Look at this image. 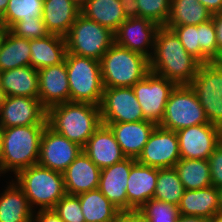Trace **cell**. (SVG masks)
<instances>
[{
    "label": "cell",
    "instance_id": "1",
    "mask_svg": "<svg viewBox=\"0 0 222 222\" xmlns=\"http://www.w3.org/2000/svg\"><path fill=\"white\" fill-rule=\"evenodd\" d=\"M149 59L150 71L178 85H190L201 63L191 56L175 32L161 26Z\"/></svg>",
    "mask_w": 222,
    "mask_h": 222
},
{
    "label": "cell",
    "instance_id": "2",
    "mask_svg": "<svg viewBox=\"0 0 222 222\" xmlns=\"http://www.w3.org/2000/svg\"><path fill=\"white\" fill-rule=\"evenodd\" d=\"M47 125L68 140L84 147L102 125L100 106L87 102H65L47 110Z\"/></svg>",
    "mask_w": 222,
    "mask_h": 222
},
{
    "label": "cell",
    "instance_id": "3",
    "mask_svg": "<svg viewBox=\"0 0 222 222\" xmlns=\"http://www.w3.org/2000/svg\"><path fill=\"white\" fill-rule=\"evenodd\" d=\"M45 126L0 128L4 174L11 171L16 175L21 170L38 163L41 137Z\"/></svg>",
    "mask_w": 222,
    "mask_h": 222
},
{
    "label": "cell",
    "instance_id": "4",
    "mask_svg": "<svg viewBox=\"0 0 222 222\" xmlns=\"http://www.w3.org/2000/svg\"><path fill=\"white\" fill-rule=\"evenodd\" d=\"M104 88L132 87L149 72V59L114 43L100 60Z\"/></svg>",
    "mask_w": 222,
    "mask_h": 222
},
{
    "label": "cell",
    "instance_id": "5",
    "mask_svg": "<svg viewBox=\"0 0 222 222\" xmlns=\"http://www.w3.org/2000/svg\"><path fill=\"white\" fill-rule=\"evenodd\" d=\"M14 176L31 208L36 205L39 210L53 209L66 195L63 173L36 164Z\"/></svg>",
    "mask_w": 222,
    "mask_h": 222
},
{
    "label": "cell",
    "instance_id": "6",
    "mask_svg": "<svg viewBox=\"0 0 222 222\" xmlns=\"http://www.w3.org/2000/svg\"><path fill=\"white\" fill-rule=\"evenodd\" d=\"M71 102H87L100 106L104 91L100 61L66 53Z\"/></svg>",
    "mask_w": 222,
    "mask_h": 222
},
{
    "label": "cell",
    "instance_id": "7",
    "mask_svg": "<svg viewBox=\"0 0 222 222\" xmlns=\"http://www.w3.org/2000/svg\"><path fill=\"white\" fill-rule=\"evenodd\" d=\"M67 53L101 60L115 43L114 32L80 14L65 36Z\"/></svg>",
    "mask_w": 222,
    "mask_h": 222
},
{
    "label": "cell",
    "instance_id": "8",
    "mask_svg": "<svg viewBox=\"0 0 222 222\" xmlns=\"http://www.w3.org/2000/svg\"><path fill=\"white\" fill-rule=\"evenodd\" d=\"M208 123L205 110L195 91L190 85H178L168 98L159 126L176 132L180 129Z\"/></svg>",
    "mask_w": 222,
    "mask_h": 222
},
{
    "label": "cell",
    "instance_id": "9",
    "mask_svg": "<svg viewBox=\"0 0 222 222\" xmlns=\"http://www.w3.org/2000/svg\"><path fill=\"white\" fill-rule=\"evenodd\" d=\"M209 123L222 129V61L201 64L190 83Z\"/></svg>",
    "mask_w": 222,
    "mask_h": 222
},
{
    "label": "cell",
    "instance_id": "10",
    "mask_svg": "<svg viewBox=\"0 0 222 222\" xmlns=\"http://www.w3.org/2000/svg\"><path fill=\"white\" fill-rule=\"evenodd\" d=\"M176 86L174 82L151 71L132 86L145 120L160 125L168 98Z\"/></svg>",
    "mask_w": 222,
    "mask_h": 222
},
{
    "label": "cell",
    "instance_id": "11",
    "mask_svg": "<svg viewBox=\"0 0 222 222\" xmlns=\"http://www.w3.org/2000/svg\"><path fill=\"white\" fill-rule=\"evenodd\" d=\"M100 114L102 123L145 120L132 87L104 88Z\"/></svg>",
    "mask_w": 222,
    "mask_h": 222
},
{
    "label": "cell",
    "instance_id": "12",
    "mask_svg": "<svg viewBox=\"0 0 222 222\" xmlns=\"http://www.w3.org/2000/svg\"><path fill=\"white\" fill-rule=\"evenodd\" d=\"M180 159L176 132L157 125L136 161L142 165L164 169L175 167Z\"/></svg>",
    "mask_w": 222,
    "mask_h": 222
},
{
    "label": "cell",
    "instance_id": "13",
    "mask_svg": "<svg viewBox=\"0 0 222 222\" xmlns=\"http://www.w3.org/2000/svg\"><path fill=\"white\" fill-rule=\"evenodd\" d=\"M82 152L83 147L46 125L41 137L37 164L63 173Z\"/></svg>",
    "mask_w": 222,
    "mask_h": 222
},
{
    "label": "cell",
    "instance_id": "14",
    "mask_svg": "<svg viewBox=\"0 0 222 222\" xmlns=\"http://www.w3.org/2000/svg\"><path fill=\"white\" fill-rule=\"evenodd\" d=\"M181 159H206L222 141V129L200 124L176 131Z\"/></svg>",
    "mask_w": 222,
    "mask_h": 222
},
{
    "label": "cell",
    "instance_id": "15",
    "mask_svg": "<svg viewBox=\"0 0 222 222\" xmlns=\"http://www.w3.org/2000/svg\"><path fill=\"white\" fill-rule=\"evenodd\" d=\"M47 110L39 98L7 96L0 108V128L47 125Z\"/></svg>",
    "mask_w": 222,
    "mask_h": 222
},
{
    "label": "cell",
    "instance_id": "16",
    "mask_svg": "<svg viewBox=\"0 0 222 222\" xmlns=\"http://www.w3.org/2000/svg\"><path fill=\"white\" fill-rule=\"evenodd\" d=\"M159 28L158 24L149 19H126L114 33L115 43L150 59Z\"/></svg>",
    "mask_w": 222,
    "mask_h": 222
},
{
    "label": "cell",
    "instance_id": "17",
    "mask_svg": "<svg viewBox=\"0 0 222 222\" xmlns=\"http://www.w3.org/2000/svg\"><path fill=\"white\" fill-rule=\"evenodd\" d=\"M38 83V98L46 110L70 101V87L65 60L60 64L39 69Z\"/></svg>",
    "mask_w": 222,
    "mask_h": 222
},
{
    "label": "cell",
    "instance_id": "18",
    "mask_svg": "<svg viewBox=\"0 0 222 222\" xmlns=\"http://www.w3.org/2000/svg\"><path fill=\"white\" fill-rule=\"evenodd\" d=\"M136 159L126 157L112 166L101 169L98 189L120 211H127V182Z\"/></svg>",
    "mask_w": 222,
    "mask_h": 222
},
{
    "label": "cell",
    "instance_id": "19",
    "mask_svg": "<svg viewBox=\"0 0 222 222\" xmlns=\"http://www.w3.org/2000/svg\"><path fill=\"white\" fill-rule=\"evenodd\" d=\"M113 132L123 154L137 159L157 126L155 123L142 120L139 122L102 123Z\"/></svg>",
    "mask_w": 222,
    "mask_h": 222
},
{
    "label": "cell",
    "instance_id": "20",
    "mask_svg": "<svg viewBox=\"0 0 222 222\" xmlns=\"http://www.w3.org/2000/svg\"><path fill=\"white\" fill-rule=\"evenodd\" d=\"M83 152L100 169L112 166L126 158L113 132L104 124L88 139Z\"/></svg>",
    "mask_w": 222,
    "mask_h": 222
},
{
    "label": "cell",
    "instance_id": "21",
    "mask_svg": "<svg viewBox=\"0 0 222 222\" xmlns=\"http://www.w3.org/2000/svg\"><path fill=\"white\" fill-rule=\"evenodd\" d=\"M158 168L136 162L130 170L127 182V211L139 210L153 198L157 185Z\"/></svg>",
    "mask_w": 222,
    "mask_h": 222
},
{
    "label": "cell",
    "instance_id": "22",
    "mask_svg": "<svg viewBox=\"0 0 222 222\" xmlns=\"http://www.w3.org/2000/svg\"><path fill=\"white\" fill-rule=\"evenodd\" d=\"M101 169L82 152L63 172L66 194L79 195L98 189Z\"/></svg>",
    "mask_w": 222,
    "mask_h": 222
},
{
    "label": "cell",
    "instance_id": "23",
    "mask_svg": "<svg viewBox=\"0 0 222 222\" xmlns=\"http://www.w3.org/2000/svg\"><path fill=\"white\" fill-rule=\"evenodd\" d=\"M80 14L72 0H44L42 19L49 34L65 37Z\"/></svg>",
    "mask_w": 222,
    "mask_h": 222
},
{
    "label": "cell",
    "instance_id": "24",
    "mask_svg": "<svg viewBox=\"0 0 222 222\" xmlns=\"http://www.w3.org/2000/svg\"><path fill=\"white\" fill-rule=\"evenodd\" d=\"M178 209L179 215L211 219L220 213L218 188L210 186L197 190H185Z\"/></svg>",
    "mask_w": 222,
    "mask_h": 222
},
{
    "label": "cell",
    "instance_id": "25",
    "mask_svg": "<svg viewBox=\"0 0 222 222\" xmlns=\"http://www.w3.org/2000/svg\"><path fill=\"white\" fill-rule=\"evenodd\" d=\"M30 66L39 70L62 63L67 53L65 37L48 34L43 38L30 40Z\"/></svg>",
    "mask_w": 222,
    "mask_h": 222
},
{
    "label": "cell",
    "instance_id": "26",
    "mask_svg": "<svg viewBox=\"0 0 222 222\" xmlns=\"http://www.w3.org/2000/svg\"><path fill=\"white\" fill-rule=\"evenodd\" d=\"M0 87L7 96L38 98V70L32 66H24L2 71Z\"/></svg>",
    "mask_w": 222,
    "mask_h": 222
},
{
    "label": "cell",
    "instance_id": "27",
    "mask_svg": "<svg viewBox=\"0 0 222 222\" xmlns=\"http://www.w3.org/2000/svg\"><path fill=\"white\" fill-rule=\"evenodd\" d=\"M13 181L0 194V222H31L35 211L22 189Z\"/></svg>",
    "mask_w": 222,
    "mask_h": 222
},
{
    "label": "cell",
    "instance_id": "28",
    "mask_svg": "<svg viewBox=\"0 0 222 222\" xmlns=\"http://www.w3.org/2000/svg\"><path fill=\"white\" fill-rule=\"evenodd\" d=\"M81 14L114 33L126 20L119 0H87Z\"/></svg>",
    "mask_w": 222,
    "mask_h": 222
},
{
    "label": "cell",
    "instance_id": "29",
    "mask_svg": "<svg viewBox=\"0 0 222 222\" xmlns=\"http://www.w3.org/2000/svg\"><path fill=\"white\" fill-rule=\"evenodd\" d=\"M86 222H115L118 210L99 190H91L77 195Z\"/></svg>",
    "mask_w": 222,
    "mask_h": 222
},
{
    "label": "cell",
    "instance_id": "30",
    "mask_svg": "<svg viewBox=\"0 0 222 222\" xmlns=\"http://www.w3.org/2000/svg\"><path fill=\"white\" fill-rule=\"evenodd\" d=\"M210 12L198 0H171L170 15L165 27L199 25L212 19Z\"/></svg>",
    "mask_w": 222,
    "mask_h": 222
},
{
    "label": "cell",
    "instance_id": "31",
    "mask_svg": "<svg viewBox=\"0 0 222 222\" xmlns=\"http://www.w3.org/2000/svg\"><path fill=\"white\" fill-rule=\"evenodd\" d=\"M30 40L16 37L9 30L0 51V71L30 66Z\"/></svg>",
    "mask_w": 222,
    "mask_h": 222
},
{
    "label": "cell",
    "instance_id": "32",
    "mask_svg": "<svg viewBox=\"0 0 222 222\" xmlns=\"http://www.w3.org/2000/svg\"><path fill=\"white\" fill-rule=\"evenodd\" d=\"M185 190L212 186L209 162L206 159H180L174 167Z\"/></svg>",
    "mask_w": 222,
    "mask_h": 222
},
{
    "label": "cell",
    "instance_id": "33",
    "mask_svg": "<svg viewBox=\"0 0 222 222\" xmlns=\"http://www.w3.org/2000/svg\"><path fill=\"white\" fill-rule=\"evenodd\" d=\"M184 191V185L174 167L158 169L157 185L153 198L178 206Z\"/></svg>",
    "mask_w": 222,
    "mask_h": 222
},
{
    "label": "cell",
    "instance_id": "34",
    "mask_svg": "<svg viewBox=\"0 0 222 222\" xmlns=\"http://www.w3.org/2000/svg\"><path fill=\"white\" fill-rule=\"evenodd\" d=\"M44 0H9L2 16V25L9 30L21 19L42 17Z\"/></svg>",
    "mask_w": 222,
    "mask_h": 222
},
{
    "label": "cell",
    "instance_id": "35",
    "mask_svg": "<svg viewBox=\"0 0 222 222\" xmlns=\"http://www.w3.org/2000/svg\"><path fill=\"white\" fill-rule=\"evenodd\" d=\"M139 212L148 222H177L179 217L178 206L155 198L147 201Z\"/></svg>",
    "mask_w": 222,
    "mask_h": 222
},
{
    "label": "cell",
    "instance_id": "36",
    "mask_svg": "<svg viewBox=\"0 0 222 222\" xmlns=\"http://www.w3.org/2000/svg\"><path fill=\"white\" fill-rule=\"evenodd\" d=\"M172 30L191 56L201 64L212 62L200 49V24L175 26Z\"/></svg>",
    "mask_w": 222,
    "mask_h": 222
},
{
    "label": "cell",
    "instance_id": "37",
    "mask_svg": "<svg viewBox=\"0 0 222 222\" xmlns=\"http://www.w3.org/2000/svg\"><path fill=\"white\" fill-rule=\"evenodd\" d=\"M141 18L149 19L160 27L165 26L171 9V0H136Z\"/></svg>",
    "mask_w": 222,
    "mask_h": 222
},
{
    "label": "cell",
    "instance_id": "38",
    "mask_svg": "<svg viewBox=\"0 0 222 222\" xmlns=\"http://www.w3.org/2000/svg\"><path fill=\"white\" fill-rule=\"evenodd\" d=\"M9 31L16 37L23 39L43 38L49 34L46 30L42 17H33V19H21L15 23Z\"/></svg>",
    "mask_w": 222,
    "mask_h": 222
},
{
    "label": "cell",
    "instance_id": "39",
    "mask_svg": "<svg viewBox=\"0 0 222 222\" xmlns=\"http://www.w3.org/2000/svg\"><path fill=\"white\" fill-rule=\"evenodd\" d=\"M53 210L64 222H86L77 195L66 194Z\"/></svg>",
    "mask_w": 222,
    "mask_h": 222
},
{
    "label": "cell",
    "instance_id": "40",
    "mask_svg": "<svg viewBox=\"0 0 222 222\" xmlns=\"http://www.w3.org/2000/svg\"><path fill=\"white\" fill-rule=\"evenodd\" d=\"M200 49L211 60L218 61V44L212 19L200 24Z\"/></svg>",
    "mask_w": 222,
    "mask_h": 222
},
{
    "label": "cell",
    "instance_id": "41",
    "mask_svg": "<svg viewBox=\"0 0 222 222\" xmlns=\"http://www.w3.org/2000/svg\"><path fill=\"white\" fill-rule=\"evenodd\" d=\"M211 184L215 188L222 186V141L215 147L213 153L208 158Z\"/></svg>",
    "mask_w": 222,
    "mask_h": 222
},
{
    "label": "cell",
    "instance_id": "42",
    "mask_svg": "<svg viewBox=\"0 0 222 222\" xmlns=\"http://www.w3.org/2000/svg\"><path fill=\"white\" fill-rule=\"evenodd\" d=\"M31 222H64L53 209H41L33 213Z\"/></svg>",
    "mask_w": 222,
    "mask_h": 222
},
{
    "label": "cell",
    "instance_id": "43",
    "mask_svg": "<svg viewBox=\"0 0 222 222\" xmlns=\"http://www.w3.org/2000/svg\"><path fill=\"white\" fill-rule=\"evenodd\" d=\"M212 21L216 31V41L218 44V61H222V12L212 15Z\"/></svg>",
    "mask_w": 222,
    "mask_h": 222
},
{
    "label": "cell",
    "instance_id": "44",
    "mask_svg": "<svg viewBox=\"0 0 222 222\" xmlns=\"http://www.w3.org/2000/svg\"><path fill=\"white\" fill-rule=\"evenodd\" d=\"M115 222H148L139 210L120 211Z\"/></svg>",
    "mask_w": 222,
    "mask_h": 222
},
{
    "label": "cell",
    "instance_id": "45",
    "mask_svg": "<svg viewBox=\"0 0 222 222\" xmlns=\"http://www.w3.org/2000/svg\"><path fill=\"white\" fill-rule=\"evenodd\" d=\"M126 19L139 18L136 0H119Z\"/></svg>",
    "mask_w": 222,
    "mask_h": 222
},
{
    "label": "cell",
    "instance_id": "46",
    "mask_svg": "<svg viewBox=\"0 0 222 222\" xmlns=\"http://www.w3.org/2000/svg\"><path fill=\"white\" fill-rule=\"evenodd\" d=\"M204 5L212 14L222 12V0H198Z\"/></svg>",
    "mask_w": 222,
    "mask_h": 222
},
{
    "label": "cell",
    "instance_id": "47",
    "mask_svg": "<svg viewBox=\"0 0 222 222\" xmlns=\"http://www.w3.org/2000/svg\"><path fill=\"white\" fill-rule=\"evenodd\" d=\"M177 222H210V219L198 216L179 215Z\"/></svg>",
    "mask_w": 222,
    "mask_h": 222
},
{
    "label": "cell",
    "instance_id": "48",
    "mask_svg": "<svg viewBox=\"0 0 222 222\" xmlns=\"http://www.w3.org/2000/svg\"><path fill=\"white\" fill-rule=\"evenodd\" d=\"M7 31L8 30L3 25H0V51Z\"/></svg>",
    "mask_w": 222,
    "mask_h": 222
},
{
    "label": "cell",
    "instance_id": "49",
    "mask_svg": "<svg viewBox=\"0 0 222 222\" xmlns=\"http://www.w3.org/2000/svg\"><path fill=\"white\" fill-rule=\"evenodd\" d=\"M9 0H0V12L3 14L7 8Z\"/></svg>",
    "mask_w": 222,
    "mask_h": 222
},
{
    "label": "cell",
    "instance_id": "50",
    "mask_svg": "<svg viewBox=\"0 0 222 222\" xmlns=\"http://www.w3.org/2000/svg\"><path fill=\"white\" fill-rule=\"evenodd\" d=\"M6 93L4 92V90L0 87V108L2 107V105L4 104L5 100H6Z\"/></svg>",
    "mask_w": 222,
    "mask_h": 222
},
{
    "label": "cell",
    "instance_id": "51",
    "mask_svg": "<svg viewBox=\"0 0 222 222\" xmlns=\"http://www.w3.org/2000/svg\"><path fill=\"white\" fill-rule=\"evenodd\" d=\"M210 222H222V213H218L214 215L211 219Z\"/></svg>",
    "mask_w": 222,
    "mask_h": 222
},
{
    "label": "cell",
    "instance_id": "52",
    "mask_svg": "<svg viewBox=\"0 0 222 222\" xmlns=\"http://www.w3.org/2000/svg\"><path fill=\"white\" fill-rule=\"evenodd\" d=\"M4 173V162L2 158V149H1V143H0V174Z\"/></svg>",
    "mask_w": 222,
    "mask_h": 222
},
{
    "label": "cell",
    "instance_id": "53",
    "mask_svg": "<svg viewBox=\"0 0 222 222\" xmlns=\"http://www.w3.org/2000/svg\"><path fill=\"white\" fill-rule=\"evenodd\" d=\"M79 8H82L85 4H86V2H87V0H72Z\"/></svg>",
    "mask_w": 222,
    "mask_h": 222
},
{
    "label": "cell",
    "instance_id": "54",
    "mask_svg": "<svg viewBox=\"0 0 222 222\" xmlns=\"http://www.w3.org/2000/svg\"><path fill=\"white\" fill-rule=\"evenodd\" d=\"M218 191H219L220 213H222V186L218 188Z\"/></svg>",
    "mask_w": 222,
    "mask_h": 222
},
{
    "label": "cell",
    "instance_id": "55",
    "mask_svg": "<svg viewBox=\"0 0 222 222\" xmlns=\"http://www.w3.org/2000/svg\"><path fill=\"white\" fill-rule=\"evenodd\" d=\"M2 16L3 14L0 12V25H2Z\"/></svg>",
    "mask_w": 222,
    "mask_h": 222
}]
</instances>
